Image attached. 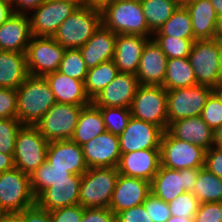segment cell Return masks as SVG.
I'll return each instance as SVG.
<instances>
[{
  "instance_id": "obj_60",
  "label": "cell",
  "mask_w": 222,
  "mask_h": 222,
  "mask_svg": "<svg viewBox=\"0 0 222 222\" xmlns=\"http://www.w3.org/2000/svg\"><path fill=\"white\" fill-rule=\"evenodd\" d=\"M218 74H219L220 83L222 84V47H221L220 55H219Z\"/></svg>"
},
{
  "instance_id": "obj_58",
  "label": "cell",
  "mask_w": 222,
  "mask_h": 222,
  "mask_svg": "<svg viewBox=\"0 0 222 222\" xmlns=\"http://www.w3.org/2000/svg\"><path fill=\"white\" fill-rule=\"evenodd\" d=\"M218 16H222V0H210Z\"/></svg>"
},
{
  "instance_id": "obj_20",
  "label": "cell",
  "mask_w": 222,
  "mask_h": 222,
  "mask_svg": "<svg viewBox=\"0 0 222 222\" xmlns=\"http://www.w3.org/2000/svg\"><path fill=\"white\" fill-rule=\"evenodd\" d=\"M161 165L160 149H144L121 154L118 172L151 182Z\"/></svg>"
},
{
  "instance_id": "obj_5",
  "label": "cell",
  "mask_w": 222,
  "mask_h": 222,
  "mask_svg": "<svg viewBox=\"0 0 222 222\" xmlns=\"http://www.w3.org/2000/svg\"><path fill=\"white\" fill-rule=\"evenodd\" d=\"M48 143L36 126L23 125L15 141V168L30 175L46 161Z\"/></svg>"
},
{
  "instance_id": "obj_16",
  "label": "cell",
  "mask_w": 222,
  "mask_h": 222,
  "mask_svg": "<svg viewBox=\"0 0 222 222\" xmlns=\"http://www.w3.org/2000/svg\"><path fill=\"white\" fill-rule=\"evenodd\" d=\"M81 147L88 168H117L121 157L118 135L105 131Z\"/></svg>"
},
{
  "instance_id": "obj_18",
  "label": "cell",
  "mask_w": 222,
  "mask_h": 222,
  "mask_svg": "<svg viewBox=\"0 0 222 222\" xmlns=\"http://www.w3.org/2000/svg\"><path fill=\"white\" fill-rule=\"evenodd\" d=\"M140 86L136 75L120 73L91 102L98 108H130L132 100Z\"/></svg>"
},
{
  "instance_id": "obj_61",
  "label": "cell",
  "mask_w": 222,
  "mask_h": 222,
  "mask_svg": "<svg viewBox=\"0 0 222 222\" xmlns=\"http://www.w3.org/2000/svg\"><path fill=\"white\" fill-rule=\"evenodd\" d=\"M173 2H176L179 6L183 5V0H171Z\"/></svg>"
},
{
  "instance_id": "obj_50",
  "label": "cell",
  "mask_w": 222,
  "mask_h": 222,
  "mask_svg": "<svg viewBox=\"0 0 222 222\" xmlns=\"http://www.w3.org/2000/svg\"><path fill=\"white\" fill-rule=\"evenodd\" d=\"M22 222H52L50 212L36 204L22 210Z\"/></svg>"
},
{
  "instance_id": "obj_15",
  "label": "cell",
  "mask_w": 222,
  "mask_h": 222,
  "mask_svg": "<svg viewBox=\"0 0 222 222\" xmlns=\"http://www.w3.org/2000/svg\"><path fill=\"white\" fill-rule=\"evenodd\" d=\"M163 130L152 123L131 117L119 135L121 154L144 149H160Z\"/></svg>"
},
{
  "instance_id": "obj_53",
  "label": "cell",
  "mask_w": 222,
  "mask_h": 222,
  "mask_svg": "<svg viewBox=\"0 0 222 222\" xmlns=\"http://www.w3.org/2000/svg\"><path fill=\"white\" fill-rule=\"evenodd\" d=\"M15 168L14 157L10 154L0 153V173Z\"/></svg>"
},
{
  "instance_id": "obj_42",
  "label": "cell",
  "mask_w": 222,
  "mask_h": 222,
  "mask_svg": "<svg viewBox=\"0 0 222 222\" xmlns=\"http://www.w3.org/2000/svg\"><path fill=\"white\" fill-rule=\"evenodd\" d=\"M200 202L192 192H184L168 203L171 216L194 218Z\"/></svg>"
},
{
  "instance_id": "obj_35",
  "label": "cell",
  "mask_w": 222,
  "mask_h": 222,
  "mask_svg": "<svg viewBox=\"0 0 222 222\" xmlns=\"http://www.w3.org/2000/svg\"><path fill=\"white\" fill-rule=\"evenodd\" d=\"M153 36H175L194 38L190 14L183 5L178 6L172 16L153 33Z\"/></svg>"
},
{
  "instance_id": "obj_59",
  "label": "cell",
  "mask_w": 222,
  "mask_h": 222,
  "mask_svg": "<svg viewBox=\"0 0 222 222\" xmlns=\"http://www.w3.org/2000/svg\"><path fill=\"white\" fill-rule=\"evenodd\" d=\"M166 222H194V218L171 216Z\"/></svg>"
},
{
  "instance_id": "obj_39",
  "label": "cell",
  "mask_w": 222,
  "mask_h": 222,
  "mask_svg": "<svg viewBox=\"0 0 222 222\" xmlns=\"http://www.w3.org/2000/svg\"><path fill=\"white\" fill-rule=\"evenodd\" d=\"M100 112L103 117L106 131L118 136L127 127V123L132 117L130 108L102 107L100 108Z\"/></svg>"
},
{
  "instance_id": "obj_10",
  "label": "cell",
  "mask_w": 222,
  "mask_h": 222,
  "mask_svg": "<svg viewBox=\"0 0 222 222\" xmlns=\"http://www.w3.org/2000/svg\"><path fill=\"white\" fill-rule=\"evenodd\" d=\"M65 50L53 37L32 35L26 50L28 74L44 77L58 71Z\"/></svg>"
},
{
  "instance_id": "obj_48",
  "label": "cell",
  "mask_w": 222,
  "mask_h": 222,
  "mask_svg": "<svg viewBox=\"0 0 222 222\" xmlns=\"http://www.w3.org/2000/svg\"><path fill=\"white\" fill-rule=\"evenodd\" d=\"M204 167L214 175L222 178V148L212 146L206 150Z\"/></svg>"
},
{
  "instance_id": "obj_33",
  "label": "cell",
  "mask_w": 222,
  "mask_h": 222,
  "mask_svg": "<svg viewBox=\"0 0 222 222\" xmlns=\"http://www.w3.org/2000/svg\"><path fill=\"white\" fill-rule=\"evenodd\" d=\"M192 193L200 203L222 202V178L214 175L205 167L199 168Z\"/></svg>"
},
{
  "instance_id": "obj_13",
  "label": "cell",
  "mask_w": 222,
  "mask_h": 222,
  "mask_svg": "<svg viewBox=\"0 0 222 222\" xmlns=\"http://www.w3.org/2000/svg\"><path fill=\"white\" fill-rule=\"evenodd\" d=\"M78 7V3L70 0H45L28 15L31 34L53 37L62 22Z\"/></svg>"
},
{
  "instance_id": "obj_37",
  "label": "cell",
  "mask_w": 222,
  "mask_h": 222,
  "mask_svg": "<svg viewBox=\"0 0 222 222\" xmlns=\"http://www.w3.org/2000/svg\"><path fill=\"white\" fill-rule=\"evenodd\" d=\"M168 59L189 57L194 38L152 36Z\"/></svg>"
},
{
  "instance_id": "obj_32",
  "label": "cell",
  "mask_w": 222,
  "mask_h": 222,
  "mask_svg": "<svg viewBox=\"0 0 222 222\" xmlns=\"http://www.w3.org/2000/svg\"><path fill=\"white\" fill-rule=\"evenodd\" d=\"M119 74L113 60L88 69L84 81L86 95L92 101Z\"/></svg>"
},
{
  "instance_id": "obj_62",
  "label": "cell",
  "mask_w": 222,
  "mask_h": 222,
  "mask_svg": "<svg viewBox=\"0 0 222 222\" xmlns=\"http://www.w3.org/2000/svg\"><path fill=\"white\" fill-rule=\"evenodd\" d=\"M196 0H183V6Z\"/></svg>"
},
{
  "instance_id": "obj_2",
  "label": "cell",
  "mask_w": 222,
  "mask_h": 222,
  "mask_svg": "<svg viewBox=\"0 0 222 222\" xmlns=\"http://www.w3.org/2000/svg\"><path fill=\"white\" fill-rule=\"evenodd\" d=\"M101 12L102 24L116 35L153 36L146 23L140 0H113Z\"/></svg>"
},
{
  "instance_id": "obj_64",
  "label": "cell",
  "mask_w": 222,
  "mask_h": 222,
  "mask_svg": "<svg viewBox=\"0 0 222 222\" xmlns=\"http://www.w3.org/2000/svg\"><path fill=\"white\" fill-rule=\"evenodd\" d=\"M1 213H4V211L1 209V206H0V214H1Z\"/></svg>"
},
{
  "instance_id": "obj_4",
  "label": "cell",
  "mask_w": 222,
  "mask_h": 222,
  "mask_svg": "<svg viewBox=\"0 0 222 222\" xmlns=\"http://www.w3.org/2000/svg\"><path fill=\"white\" fill-rule=\"evenodd\" d=\"M102 24V12L98 9L79 6L67 17L53 35L65 49H79Z\"/></svg>"
},
{
  "instance_id": "obj_30",
  "label": "cell",
  "mask_w": 222,
  "mask_h": 222,
  "mask_svg": "<svg viewBox=\"0 0 222 222\" xmlns=\"http://www.w3.org/2000/svg\"><path fill=\"white\" fill-rule=\"evenodd\" d=\"M106 131L100 108L92 102L83 106L71 140L82 146Z\"/></svg>"
},
{
  "instance_id": "obj_19",
  "label": "cell",
  "mask_w": 222,
  "mask_h": 222,
  "mask_svg": "<svg viewBox=\"0 0 222 222\" xmlns=\"http://www.w3.org/2000/svg\"><path fill=\"white\" fill-rule=\"evenodd\" d=\"M81 179L82 175L71 174L69 180L55 181L35 198V204L49 212L79 204Z\"/></svg>"
},
{
  "instance_id": "obj_7",
  "label": "cell",
  "mask_w": 222,
  "mask_h": 222,
  "mask_svg": "<svg viewBox=\"0 0 222 222\" xmlns=\"http://www.w3.org/2000/svg\"><path fill=\"white\" fill-rule=\"evenodd\" d=\"M222 43L212 40H195L189 60L199 85L210 86L214 90H222L219 80L218 67Z\"/></svg>"
},
{
  "instance_id": "obj_55",
  "label": "cell",
  "mask_w": 222,
  "mask_h": 222,
  "mask_svg": "<svg viewBox=\"0 0 222 222\" xmlns=\"http://www.w3.org/2000/svg\"><path fill=\"white\" fill-rule=\"evenodd\" d=\"M0 222H22V211L1 213Z\"/></svg>"
},
{
  "instance_id": "obj_52",
  "label": "cell",
  "mask_w": 222,
  "mask_h": 222,
  "mask_svg": "<svg viewBox=\"0 0 222 222\" xmlns=\"http://www.w3.org/2000/svg\"><path fill=\"white\" fill-rule=\"evenodd\" d=\"M11 0H0V26L13 15Z\"/></svg>"
},
{
  "instance_id": "obj_45",
  "label": "cell",
  "mask_w": 222,
  "mask_h": 222,
  "mask_svg": "<svg viewBox=\"0 0 222 222\" xmlns=\"http://www.w3.org/2000/svg\"><path fill=\"white\" fill-rule=\"evenodd\" d=\"M194 222H222V202L200 203Z\"/></svg>"
},
{
  "instance_id": "obj_54",
  "label": "cell",
  "mask_w": 222,
  "mask_h": 222,
  "mask_svg": "<svg viewBox=\"0 0 222 222\" xmlns=\"http://www.w3.org/2000/svg\"><path fill=\"white\" fill-rule=\"evenodd\" d=\"M112 1L113 0H82L80 6L102 11Z\"/></svg>"
},
{
  "instance_id": "obj_56",
  "label": "cell",
  "mask_w": 222,
  "mask_h": 222,
  "mask_svg": "<svg viewBox=\"0 0 222 222\" xmlns=\"http://www.w3.org/2000/svg\"><path fill=\"white\" fill-rule=\"evenodd\" d=\"M214 146L222 148V125L214 130Z\"/></svg>"
},
{
  "instance_id": "obj_40",
  "label": "cell",
  "mask_w": 222,
  "mask_h": 222,
  "mask_svg": "<svg viewBox=\"0 0 222 222\" xmlns=\"http://www.w3.org/2000/svg\"><path fill=\"white\" fill-rule=\"evenodd\" d=\"M201 118L213 131L222 125V90H214L210 94Z\"/></svg>"
},
{
  "instance_id": "obj_11",
  "label": "cell",
  "mask_w": 222,
  "mask_h": 222,
  "mask_svg": "<svg viewBox=\"0 0 222 222\" xmlns=\"http://www.w3.org/2000/svg\"><path fill=\"white\" fill-rule=\"evenodd\" d=\"M33 205L29 175L17 168L0 173V206L4 212H21Z\"/></svg>"
},
{
  "instance_id": "obj_23",
  "label": "cell",
  "mask_w": 222,
  "mask_h": 222,
  "mask_svg": "<svg viewBox=\"0 0 222 222\" xmlns=\"http://www.w3.org/2000/svg\"><path fill=\"white\" fill-rule=\"evenodd\" d=\"M150 38L133 34L117 35L113 61L120 73L136 75L143 48Z\"/></svg>"
},
{
  "instance_id": "obj_8",
  "label": "cell",
  "mask_w": 222,
  "mask_h": 222,
  "mask_svg": "<svg viewBox=\"0 0 222 222\" xmlns=\"http://www.w3.org/2000/svg\"><path fill=\"white\" fill-rule=\"evenodd\" d=\"M206 150L193 143L175 138L165 130L160 142L161 165L174 170L203 168Z\"/></svg>"
},
{
  "instance_id": "obj_9",
  "label": "cell",
  "mask_w": 222,
  "mask_h": 222,
  "mask_svg": "<svg viewBox=\"0 0 222 222\" xmlns=\"http://www.w3.org/2000/svg\"><path fill=\"white\" fill-rule=\"evenodd\" d=\"M213 91L212 87L199 84L166 90L168 124L183 118L201 116L206 100Z\"/></svg>"
},
{
  "instance_id": "obj_36",
  "label": "cell",
  "mask_w": 222,
  "mask_h": 222,
  "mask_svg": "<svg viewBox=\"0 0 222 222\" xmlns=\"http://www.w3.org/2000/svg\"><path fill=\"white\" fill-rule=\"evenodd\" d=\"M71 173L68 169L53 168L46 160L30 176L31 190L36 198L42 191L54 184L55 181L69 180Z\"/></svg>"
},
{
  "instance_id": "obj_12",
  "label": "cell",
  "mask_w": 222,
  "mask_h": 222,
  "mask_svg": "<svg viewBox=\"0 0 222 222\" xmlns=\"http://www.w3.org/2000/svg\"><path fill=\"white\" fill-rule=\"evenodd\" d=\"M55 103L35 125L48 142L69 140L74 135L82 107Z\"/></svg>"
},
{
  "instance_id": "obj_1",
  "label": "cell",
  "mask_w": 222,
  "mask_h": 222,
  "mask_svg": "<svg viewBox=\"0 0 222 222\" xmlns=\"http://www.w3.org/2000/svg\"><path fill=\"white\" fill-rule=\"evenodd\" d=\"M17 119L22 125L35 126L56 103L48 81L29 75L17 88Z\"/></svg>"
},
{
  "instance_id": "obj_38",
  "label": "cell",
  "mask_w": 222,
  "mask_h": 222,
  "mask_svg": "<svg viewBox=\"0 0 222 222\" xmlns=\"http://www.w3.org/2000/svg\"><path fill=\"white\" fill-rule=\"evenodd\" d=\"M58 71L66 76L85 81L88 68L79 49H66Z\"/></svg>"
},
{
  "instance_id": "obj_44",
  "label": "cell",
  "mask_w": 222,
  "mask_h": 222,
  "mask_svg": "<svg viewBox=\"0 0 222 222\" xmlns=\"http://www.w3.org/2000/svg\"><path fill=\"white\" fill-rule=\"evenodd\" d=\"M17 118V91L0 88V119Z\"/></svg>"
},
{
  "instance_id": "obj_26",
  "label": "cell",
  "mask_w": 222,
  "mask_h": 222,
  "mask_svg": "<svg viewBox=\"0 0 222 222\" xmlns=\"http://www.w3.org/2000/svg\"><path fill=\"white\" fill-rule=\"evenodd\" d=\"M167 130L175 138L193 143L205 150L214 146V131L201 116L176 120L169 125Z\"/></svg>"
},
{
  "instance_id": "obj_24",
  "label": "cell",
  "mask_w": 222,
  "mask_h": 222,
  "mask_svg": "<svg viewBox=\"0 0 222 222\" xmlns=\"http://www.w3.org/2000/svg\"><path fill=\"white\" fill-rule=\"evenodd\" d=\"M117 35L103 24L88 41L79 48L88 69L113 60Z\"/></svg>"
},
{
  "instance_id": "obj_3",
  "label": "cell",
  "mask_w": 222,
  "mask_h": 222,
  "mask_svg": "<svg viewBox=\"0 0 222 222\" xmlns=\"http://www.w3.org/2000/svg\"><path fill=\"white\" fill-rule=\"evenodd\" d=\"M118 176L116 167L88 168L80 183L79 205L83 208H109Z\"/></svg>"
},
{
  "instance_id": "obj_6",
  "label": "cell",
  "mask_w": 222,
  "mask_h": 222,
  "mask_svg": "<svg viewBox=\"0 0 222 222\" xmlns=\"http://www.w3.org/2000/svg\"><path fill=\"white\" fill-rule=\"evenodd\" d=\"M132 117L167 130V92L162 86L140 85L130 106Z\"/></svg>"
},
{
  "instance_id": "obj_25",
  "label": "cell",
  "mask_w": 222,
  "mask_h": 222,
  "mask_svg": "<svg viewBox=\"0 0 222 222\" xmlns=\"http://www.w3.org/2000/svg\"><path fill=\"white\" fill-rule=\"evenodd\" d=\"M31 37L28 14L13 13L0 26V51L26 52Z\"/></svg>"
},
{
  "instance_id": "obj_21",
  "label": "cell",
  "mask_w": 222,
  "mask_h": 222,
  "mask_svg": "<svg viewBox=\"0 0 222 222\" xmlns=\"http://www.w3.org/2000/svg\"><path fill=\"white\" fill-rule=\"evenodd\" d=\"M168 58L153 38L143 48L136 77L140 85L162 86Z\"/></svg>"
},
{
  "instance_id": "obj_43",
  "label": "cell",
  "mask_w": 222,
  "mask_h": 222,
  "mask_svg": "<svg viewBox=\"0 0 222 222\" xmlns=\"http://www.w3.org/2000/svg\"><path fill=\"white\" fill-rule=\"evenodd\" d=\"M153 222H166L170 217L168 203L150 193L142 203Z\"/></svg>"
},
{
  "instance_id": "obj_14",
  "label": "cell",
  "mask_w": 222,
  "mask_h": 222,
  "mask_svg": "<svg viewBox=\"0 0 222 222\" xmlns=\"http://www.w3.org/2000/svg\"><path fill=\"white\" fill-rule=\"evenodd\" d=\"M199 168L174 170L160 165L151 181V193L169 203L184 192H192Z\"/></svg>"
},
{
  "instance_id": "obj_28",
  "label": "cell",
  "mask_w": 222,
  "mask_h": 222,
  "mask_svg": "<svg viewBox=\"0 0 222 222\" xmlns=\"http://www.w3.org/2000/svg\"><path fill=\"white\" fill-rule=\"evenodd\" d=\"M191 18L194 40H212L219 16L210 0H196L184 5Z\"/></svg>"
},
{
  "instance_id": "obj_34",
  "label": "cell",
  "mask_w": 222,
  "mask_h": 222,
  "mask_svg": "<svg viewBox=\"0 0 222 222\" xmlns=\"http://www.w3.org/2000/svg\"><path fill=\"white\" fill-rule=\"evenodd\" d=\"M143 14L148 28L157 31L178 8V4L171 0H140Z\"/></svg>"
},
{
  "instance_id": "obj_49",
  "label": "cell",
  "mask_w": 222,
  "mask_h": 222,
  "mask_svg": "<svg viewBox=\"0 0 222 222\" xmlns=\"http://www.w3.org/2000/svg\"><path fill=\"white\" fill-rule=\"evenodd\" d=\"M81 222H116V215L109 208H83Z\"/></svg>"
},
{
  "instance_id": "obj_57",
  "label": "cell",
  "mask_w": 222,
  "mask_h": 222,
  "mask_svg": "<svg viewBox=\"0 0 222 222\" xmlns=\"http://www.w3.org/2000/svg\"><path fill=\"white\" fill-rule=\"evenodd\" d=\"M214 39L222 43V16L218 18Z\"/></svg>"
},
{
  "instance_id": "obj_46",
  "label": "cell",
  "mask_w": 222,
  "mask_h": 222,
  "mask_svg": "<svg viewBox=\"0 0 222 222\" xmlns=\"http://www.w3.org/2000/svg\"><path fill=\"white\" fill-rule=\"evenodd\" d=\"M83 207L79 204L50 211L52 222H81Z\"/></svg>"
},
{
  "instance_id": "obj_41",
  "label": "cell",
  "mask_w": 222,
  "mask_h": 222,
  "mask_svg": "<svg viewBox=\"0 0 222 222\" xmlns=\"http://www.w3.org/2000/svg\"><path fill=\"white\" fill-rule=\"evenodd\" d=\"M22 126L17 118L0 119V153L14 154L16 136Z\"/></svg>"
},
{
  "instance_id": "obj_17",
  "label": "cell",
  "mask_w": 222,
  "mask_h": 222,
  "mask_svg": "<svg viewBox=\"0 0 222 222\" xmlns=\"http://www.w3.org/2000/svg\"><path fill=\"white\" fill-rule=\"evenodd\" d=\"M151 193V182L119 174L109 209L116 215L123 210L141 205Z\"/></svg>"
},
{
  "instance_id": "obj_29",
  "label": "cell",
  "mask_w": 222,
  "mask_h": 222,
  "mask_svg": "<svg viewBox=\"0 0 222 222\" xmlns=\"http://www.w3.org/2000/svg\"><path fill=\"white\" fill-rule=\"evenodd\" d=\"M29 76L26 52L0 51V88H17Z\"/></svg>"
},
{
  "instance_id": "obj_51",
  "label": "cell",
  "mask_w": 222,
  "mask_h": 222,
  "mask_svg": "<svg viewBox=\"0 0 222 222\" xmlns=\"http://www.w3.org/2000/svg\"><path fill=\"white\" fill-rule=\"evenodd\" d=\"M45 0H12L14 13L28 14L40 6Z\"/></svg>"
},
{
  "instance_id": "obj_63",
  "label": "cell",
  "mask_w": 222,
  "mask_h": 222,
  "mask_svg": "<svg viewBox=\"0 0 222 222\" xmlns=\"http://www.w3.org/2000/svg\"><path fill=\"white\" fill-rule=\"evenodd\" d=\"M70 1H74V2L78 3L79 6H80V2H81L82 0H70Z\"/></svg>"
},
{
  "instance_id": "obj_22",
  "label": "cell",
  "mask_w": 222,
  "mask_h": 222,
  "mask_svg": "<svg viewBox=\"0 0 222 222\" xmlns=\"http://www.w3.org/2000/svg\"><path fill=\"white\" fill-rule=\"evenodd\" d=\"M46 160L53 168L68 169L73 175H83L88 170L82 147L71 139L50 141Z\"/></svg>"
},
{
  "instance_id": "obj_31",
  "label": "cell",
  "mask_w": 222,
  "mask_h": 222,
  "mask_svg": "<svg viewBox=\"0 0 222 222\" xmlns=\"http://www.w3.org/2000/svg\"><path fill=\"white\" fill-rule=\"evenodd\" d=\"M198 85L188 57L167 60L166 75L162 87L165 90Z\"/></svg>"
},
{
  "instance_id": "obj_47",
  "label": "cell",
  "mask_w": 222,
  "mask_h": 222,
  "mask_svg": "<svg viewBox=\"0 0 222 222\" xmlns=\"http://www.w3.org/2000/svg\"><path fill=\"white\" fill-rule=\"evenodd\" d=\"M116 222H153L144 205H138L116 214Z\"/></svg>"
},
{
  "instance_id": "obj_27",
  "label": "cell",
  "mask_w": 222,
  "mask_h": 222,
  "mask_svg": "<svg viewBox=\"0 0 222 222\" xmlns=\"http://www.w3.org/2000/svg\"><path fill=\"white\" fill-rule=\"evenodd\" d=\"M54 94L56 103L89 105L91 100L86 95L84 81L66 76L59 71L44 76Z\"/></svg>"
}]
</instances>
